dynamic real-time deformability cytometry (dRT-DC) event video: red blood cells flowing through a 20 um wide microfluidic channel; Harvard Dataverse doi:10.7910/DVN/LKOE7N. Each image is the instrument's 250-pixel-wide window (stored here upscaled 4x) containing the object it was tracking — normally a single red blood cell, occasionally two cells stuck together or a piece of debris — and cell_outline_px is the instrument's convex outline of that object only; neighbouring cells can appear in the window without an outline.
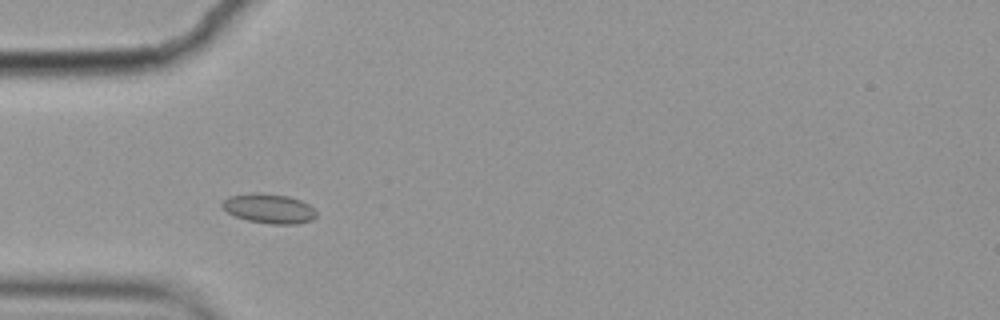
{"species": "common noctule bat (a hibernating species)", "species_latin": "Nyctalus noctula", "temperature_condition": "cold", "stored_images_in_passage": 9, "camera_frame_rate_fps": 3000, "um_per_image_px": 0.085, "animal": {"sex": "female", "body_mass_g": 19.9}, "frame": {"image": 1, "passage_image": 4, "time_ms": 1.0, "image_size_px": [1000, 320], "cell_outline_px": [[316, 216], [312, 220], [296, 224], [272, 224], [248, 220], [236, 216], [228, 212], [220, 204], [228, 196], [256, 192], [288, 196], [300, 200], [308, 204], [316, 212]], "centroid_in_image_um": [22.86, 17.72], "position_along_channel_um": 62.1, "area_um2": 16.07}}
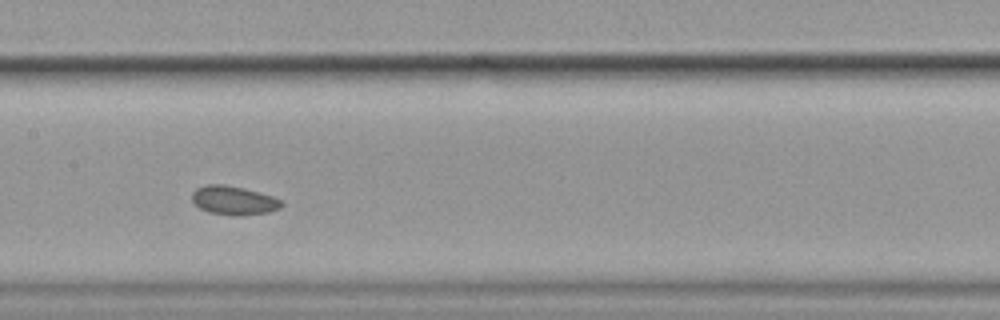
{"frame": {"image": 2, "passage_image": 7, "time_ms": 2.0, "image_size_px": [1000, 320], "cell_outline_px": [[284, 204], [280, 208], [268, 212], [208, 212], [200, 208], [192, 200], [192, 192], [196, 188], [208, 184], [224, 184], [244, 188], [272, 196], [284, 200]], "centroid_in_image_um": [19.87, 16.96], "position_along_channel_um": 187.5, "area_um2": 14.22}}
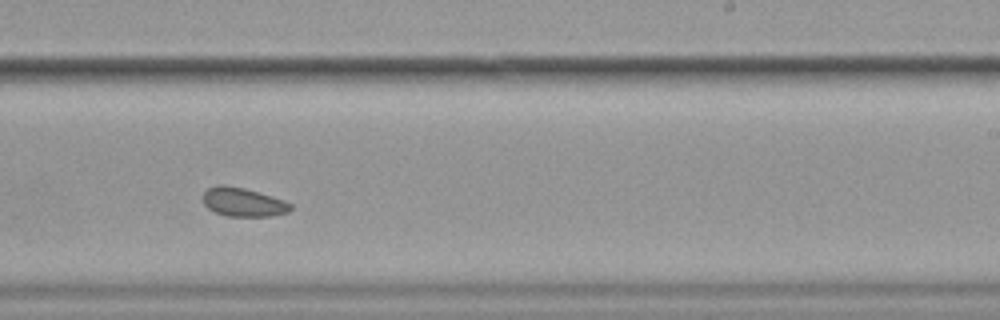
{"frame": {"image": 3, "passage_image": 9, "time_ms": 2.667, "image_size_px": [1000, 320], "cell_outline_px": [[292, 208], [288, 212], [272, 216], [228, 216], [216, 212], [208, 208], [204, 204], [204, 192], [208, 188], [220, 184], [224, 184], [244, 188], [272, 196], [284, 200], [292, 204]], "centroid_in_image_um": [20.69, 17.18], "position_along_channel_um": 268.3, "area_um2": 14.62}}